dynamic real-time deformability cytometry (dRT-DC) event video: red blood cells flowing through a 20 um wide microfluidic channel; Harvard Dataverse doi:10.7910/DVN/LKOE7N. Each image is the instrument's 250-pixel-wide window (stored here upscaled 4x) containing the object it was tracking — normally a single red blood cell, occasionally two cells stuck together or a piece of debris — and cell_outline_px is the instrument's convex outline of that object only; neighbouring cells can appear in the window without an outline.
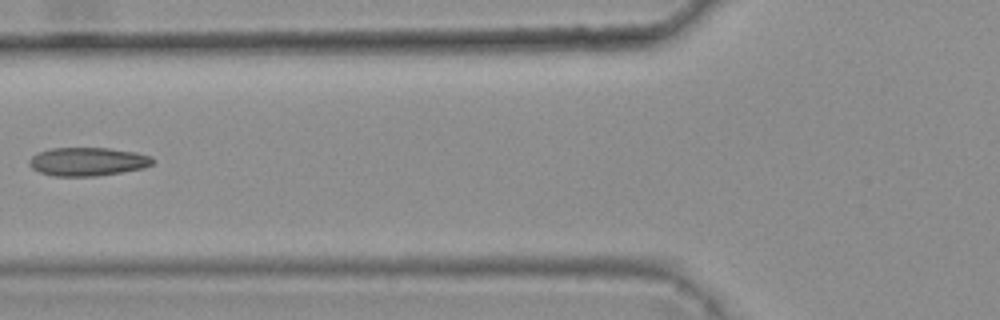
{"species": "common noctule bat (a hibernating species)", "species_latin": "Nyctalus noctula", "temperature_condition": "warm", "stored_images_in_passage": 4, "camera_frame_rate_fps": 3000, "um_per_image_px": 0.085, "animal": {"sex": "female", "body_mass_g": 25.1}, "frame": {"image": 1, "passage_image": 3, "time_ms": 0.667, "image_size_px": [1000, 320], "cell_outline_px": [[156, 160], [152, 164], [144, 168], [96, 176], [52, 176], [40, 172], [32, 168], [28, 164], [28, 160], [32, 156], [40, 152], [52, 148], [108, 148], [136, 152], [152, 156]], "centroid_in_image_um": [7.47, 13.74], "position_along_channel_um": 118.3, "area_um2": 20.52}}
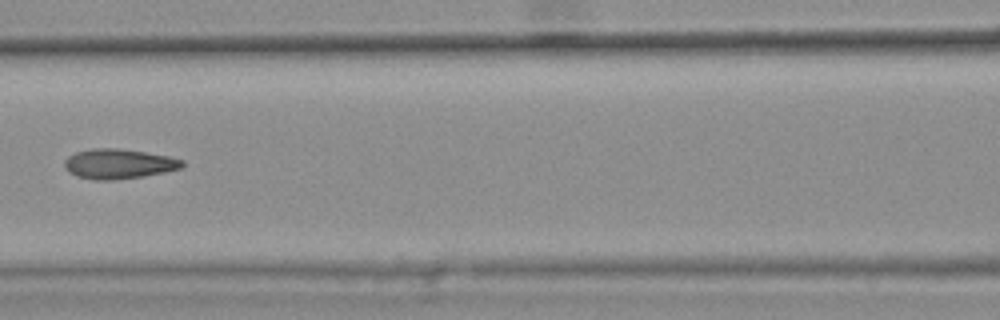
{"frame": {"image": 2, "passage_image": 4, "time_ms": 1.0, "image_size_px": [1000, 320], "cell_outline_px": [[184, 164], [180, 168], [164, 172], [144, 176], [116, 180], [96, 180], [76, 176], [68, 172], [64, 168], [64, 160], [68, 156], [76, 152], [92, 148], [120, 148], [168, 156], [184, 160]], "centroid_in_image_um": [10.05, 13.93], "position_along_channel_um": 156.6, "area_um2": 20.58}}